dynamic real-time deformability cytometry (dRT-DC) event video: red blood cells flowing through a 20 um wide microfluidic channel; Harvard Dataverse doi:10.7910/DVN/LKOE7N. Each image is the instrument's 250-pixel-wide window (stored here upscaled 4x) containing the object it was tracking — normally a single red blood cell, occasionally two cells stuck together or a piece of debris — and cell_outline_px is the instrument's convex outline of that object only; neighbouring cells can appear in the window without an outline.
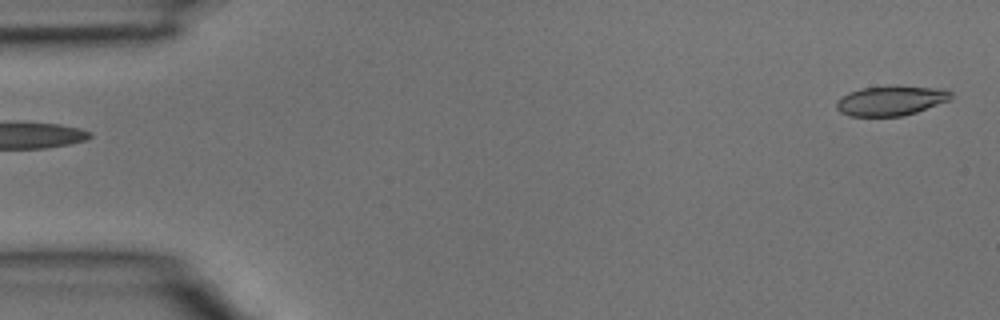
{"species": "common noctule bat (a hibernating species)", "species_latin": "Nyctalus noctula", "temperature_condition": "room temperature", "stored_images_in_passage": 4, "segment_of_instrument_passage": [2, 2], "camera_frame_rate_fps": 3000, "um_per_image_px": 0.085, "animal": {"sex": "male", "body_mass_g": 15.6}, "frame": {"image": 1, "passage_image": 4, "time_ms": 1.0, "image_size_px": [1000, 320], "cell_outline_px": [[952, 96], [948, 100], [916, 112], [904, 116], [848, 116], [840, 112], [836, 108], [836, 100], [840, 96], [848, 92], [860, 88], [896, 84], [948, 88], [952, 92]], "centroid_in_image_um": [75.72, 8.51], "position_along_channel_um": 9.3, "area_um2": 20.58}}